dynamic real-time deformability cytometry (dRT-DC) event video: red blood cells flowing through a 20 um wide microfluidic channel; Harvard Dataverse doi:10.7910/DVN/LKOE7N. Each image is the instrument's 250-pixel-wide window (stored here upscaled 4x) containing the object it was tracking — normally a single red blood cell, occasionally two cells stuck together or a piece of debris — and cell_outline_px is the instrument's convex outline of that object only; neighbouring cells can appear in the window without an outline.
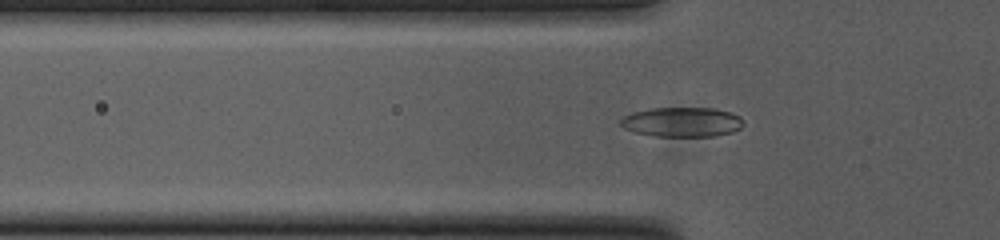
{"species": "common noctule bat (a hibernating species)", "species_latin": "Nyctalus noctula", "temperature_condition": "cold", "stored_images_in_passage": 53, "camera_frame_rate_fps": 3000, "um_per_image_px": 0.085, "animal": {"sex": "female", "body_mass_g": 23.0, "forearm_length_mm": 53.4}, "frame": {"image": 1, "passage_image": 17, "time_ms": 5.333, "image_size_px": [1000, 240], "cell_outline_px": [[744, 124], [740, 128], [732, 132], [716, 136], [652, 136], [636, 132], [624, 128], [620, 124], [620, 120], [624, 116], [632, 112], [648, 108], [716, 108], [732, 112], [740, 116], [744, 120]], "centroid_in_image_um": [58.0, 10.36], "position_along_channel_um": 67.8, "area_um2": 21.44}}
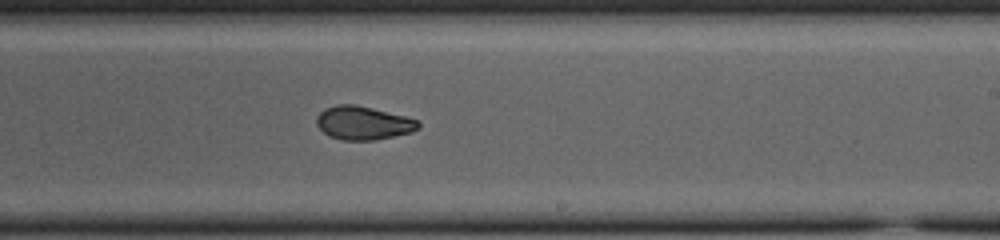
{"frame": {"image": 2, "passage_image": 32, "time_ms": 10.333, "image_size_px": [1000, 240], "cell_outline_px": [[420, 128], [412, 132], [376, 140], [340, 140], [328, 136], [316, 124], [316, 116], [324, 108], [336, 104], [356, 104], [420, 120]], "centroid_in_image_um": [30.86, 10.45], "position_along_channel_um": 258.1, "area_um2": 20.06}}
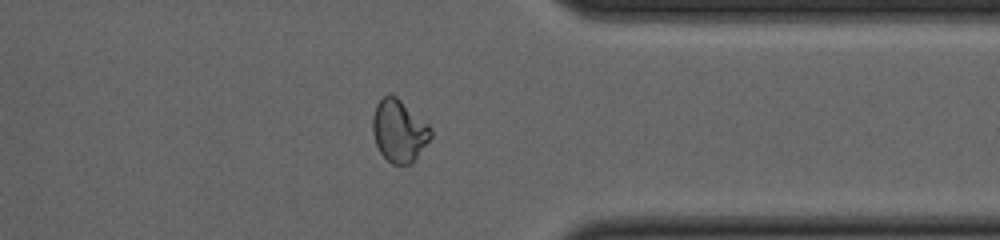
{"frame": {"image": 3, "passage_image": 42, "time_ms": 13.667, "image_size_px": [1000, 240], "cell_outline_px": [[432, 136], [412, 164], [392, 164], [380, 152], [376, 144], [372, 132], [372, 116], [376, 104], [384, 96], [396, 96], [428, 124], [432, 128]], "centroid_in_image_um": [33.92, 11.14], "position_along_channel_um": 377.5, "area_um2": 20.98}, "authors_computed_cell_mechanics": {"area_um2": 20.23, "velocity_mm_per_s": 3.7961, "shape_relaxation_time_tau1_ms": 10.5965, "shape_relaxation_time_tau2_ms": 2.5779, "deformation_change_tau1": 0.2415, "deformation_change_tau2": 0.0673}}